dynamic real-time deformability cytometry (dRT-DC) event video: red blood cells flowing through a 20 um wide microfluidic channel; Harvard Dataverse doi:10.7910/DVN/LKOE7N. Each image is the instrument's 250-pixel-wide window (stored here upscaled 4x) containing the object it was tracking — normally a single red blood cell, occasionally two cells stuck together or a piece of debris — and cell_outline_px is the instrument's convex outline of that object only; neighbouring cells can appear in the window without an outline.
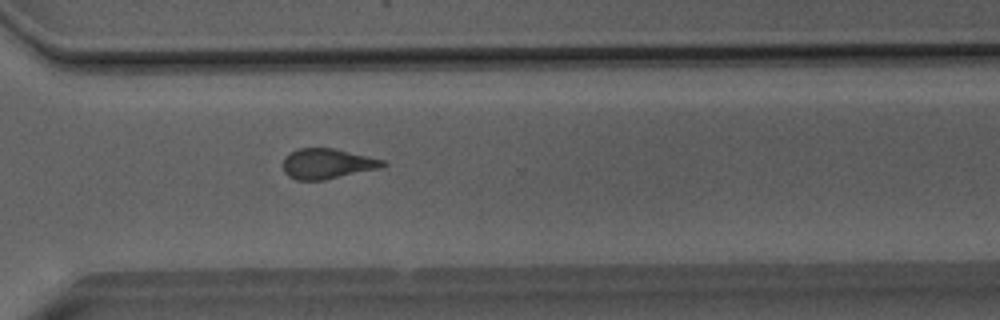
{"species": "Egyptian fruit bat (a non-hibernating species)", "species_latin": "Rousettus aegyptiacus", "temperature_condition": "room temperature", "stored_images_in_passage": 31, "camera_frame_rate_fps": 3000, "um_per_image_px": 0.085, "animal": {"sex": "male"}, "frame": {"image": 1, "passage_image": 22, "time_ms": 7.0, "image_size_px": [1000, 320], "cell_outline_px": [[388, 164], [380, 168], [324, 180], [296, 180], [288, 176], [284, 172], [284, 160], [292, 152], [300, 148], [332, 148], [384, 160]], "centroid_in_image_um": [27.83, 13.93], "position_along_channel_um": 342.8, "area_um2": 17.28}}
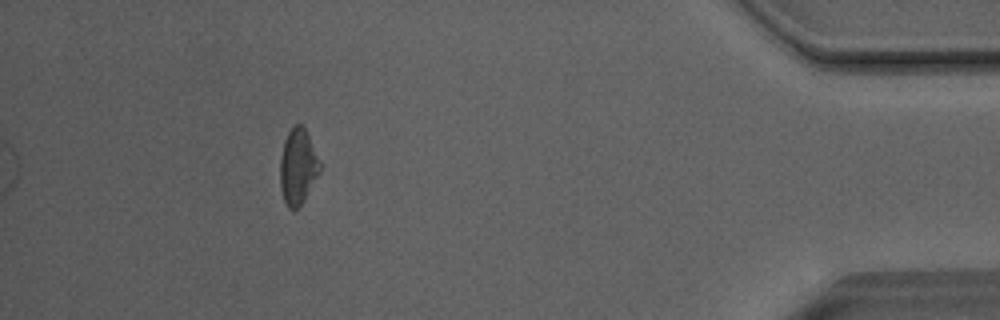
{"frame": {"image": 2, "passage_image": 31, "time_ms": 10.0, "image_size_px": [1000, 320], "cell_outline_px": [[320, 172], [304, 200], [296, 208], [288, 208], [284, 200], [280, 188], [280, 156], [284, 140], [292, 124], [300, 124], [304, 128], [308, 136], [320, 164]], "centroid_in_image_um": [25.29, 14.15], "position_along_channel_um": 409.9, "area_um2": 17.28}, "authors_computed_cell_mechanics": {"area_um2": 17.629, "velocity_mm_per_s": 4.0773, "shape_relaxation_time_tau1_ms": null, "shape_relaxation_time_tau2_ms": 1.4091, "deformation_change_tau1": null, "deformation_change_tau2": 0.0952}}